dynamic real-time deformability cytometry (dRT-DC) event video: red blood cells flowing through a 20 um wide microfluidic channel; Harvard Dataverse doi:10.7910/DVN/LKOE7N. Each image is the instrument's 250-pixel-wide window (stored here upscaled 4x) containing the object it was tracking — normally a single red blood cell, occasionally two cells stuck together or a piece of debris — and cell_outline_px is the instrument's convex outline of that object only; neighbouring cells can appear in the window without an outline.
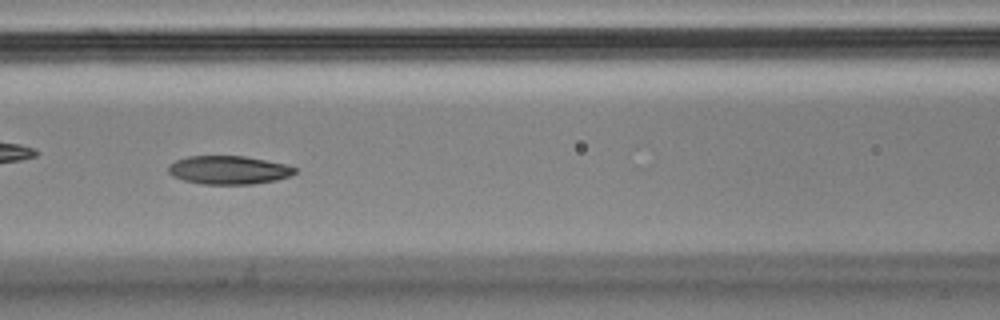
{"species": "Egyptian fruit bat (a non-hibernating species)", "species_latin": "Rousettus aegyptiacus", "temperature_condition": "cold", "stored_images_in_passage": 11, "camera_frame_rate_fps": 3000, "um_per_image_px": 0.085, "animal": {"sex": "male"}, "frame": {"image": 1, "passage_image": 7, "time_ms": 2.0, "image_size_px": [1000, 320], "cell_outline_px": [[296, 172], [288, 176], [276, 180], [252, 184], [200, 184], [184, 180], [172, 176], [168, 172], [168, 164], [176, 160], [188, 156], [244, 156], [284, 164], [296, 168]], "centroid_in_image_um": [19.38, 14.45], "position_along_channel_um": 147.2, "area_um2": 20.87}}
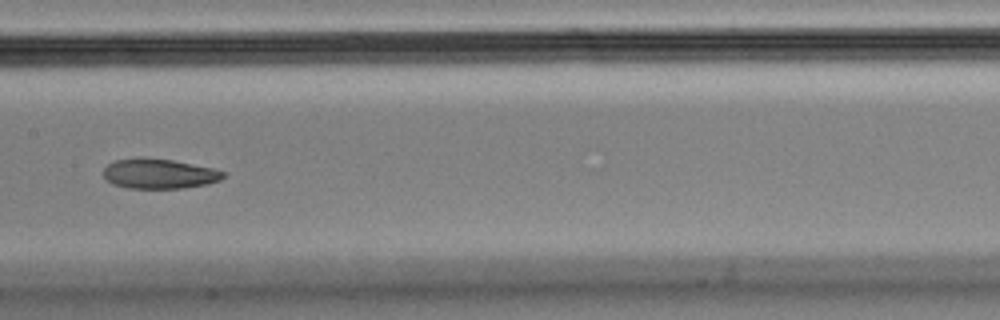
{"frame": {"image": 2, "passage_image": 8, "time_ms": 2.333, "image_size_px": [1000, 320], "cell_outline_px": [[224, 176], [220, 180], [208, 184], [184, 188], [128, 188], [112, 184], [104, 176], [104, 168], [108, 164], [116, 160], [144, 156], [172, 160], [212, 168], [224, 172]], "centroid_in_image_um": [13.51, 14.76], "position_along_channel_um": 193.9, "area_um2": 20.92}}
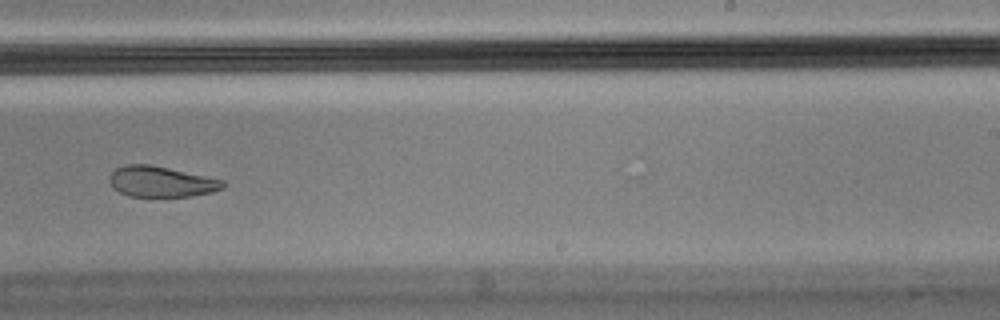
{"frame": {"image": 3, "passage_image": 10, "time_ms": 3.0, "image_size_px": [1000, 320], "cell_outline_px": [[224, 188], [212, 192], [192, 196], [128, 196], [112, 188], [108, 180], [108, 176], [116, 168], [128, 164], [148, 164], [168, 168], [224, 180]], "centroid_in_image_um": [13.66, 15.44], "position_along_channel_um": 275.3, "area_um2": 20.23}}